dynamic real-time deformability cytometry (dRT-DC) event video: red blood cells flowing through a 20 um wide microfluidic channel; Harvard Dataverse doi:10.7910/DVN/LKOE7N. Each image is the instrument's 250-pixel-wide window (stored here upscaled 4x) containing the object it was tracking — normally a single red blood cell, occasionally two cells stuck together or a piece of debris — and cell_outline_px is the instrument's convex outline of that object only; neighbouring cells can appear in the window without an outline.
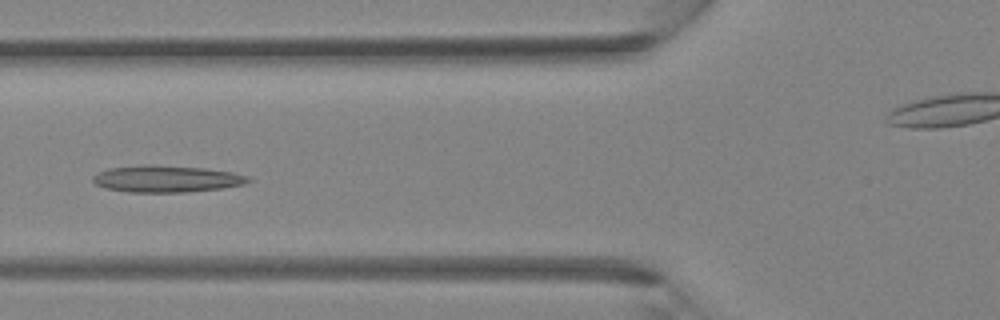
{"species": "Egyptian fruit bat (a non-hibernating species)", "species_latin": "Rousettus aegyptiacus", "temperature_condition": "room temperature", "stored_images_in_passage": 41, "camera_frame_rate_fps": 3000, "um_per_image_px": 0.085, "animal": {"sex": "female"}, "frame": {"image": 1, "passage_image": 16, "time_ms": 5.0, "image_size_px": [1000, 320], "cell_outline_px": [[252, 180], [244, 184], [224, 188], [184, 192], [128, 192], [104, 188], [96, 184], [92, 180], [92, 176], [96, 172], [108, 168], [144, 164], [152, 164], [204, 168], [232, 172], [248, 176]], "centroid_in_image_um": [14.11, 15.19], "position_along_channel_um": 111.7, "area_um2": 24.51}}
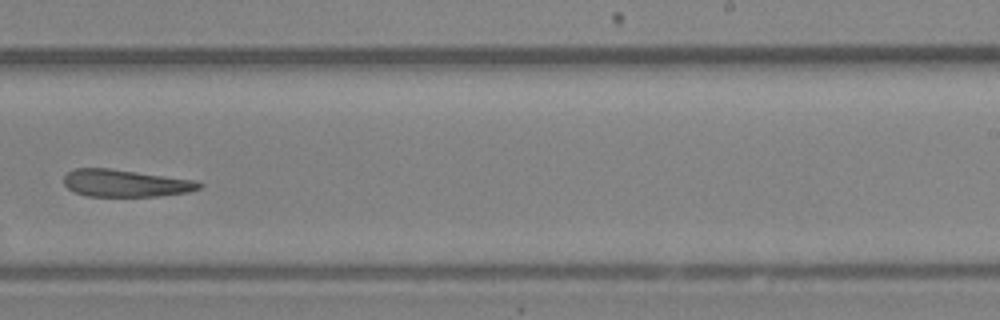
{"frame": {"image": 2, "passage_image": 26, "time_ms": 8.333, "image_size_px": [1000, 320], "cell_outline_px": [[204, 184], [200, 188], [188, 192], [160, 196], [88, 196], [76, 192], [68, 188], [64, 184], [64, 176], [68, 172], [76, 168], [108, 168], [200, 180]], "centroid_in_image_um": [10.73, 15.56], "position_along_channel_um": 278.3, "area_um2": 21.62}}
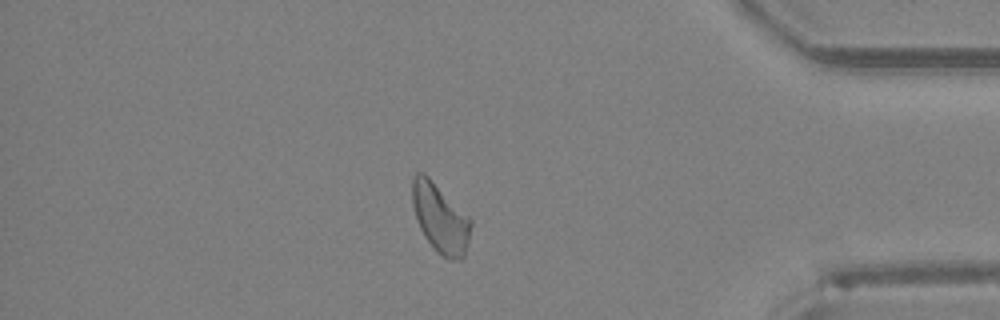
{"frame": {"image": 3, "passage_image": 35, "time_ms": 11.333, "image_size_px": [1000, 320], "cell_outline_px": [[472, 224], [464, 256], [460, 260], [448, 260], [436, 252], [424, 236], [420, 228], [412, 204], [412, 180], [416, 172], [424, 172], [472, 216]], "centroid_in_image_um": [37.45, 18.53], "position_along_channel_um": 397.7, "area_um2": 24.1}}